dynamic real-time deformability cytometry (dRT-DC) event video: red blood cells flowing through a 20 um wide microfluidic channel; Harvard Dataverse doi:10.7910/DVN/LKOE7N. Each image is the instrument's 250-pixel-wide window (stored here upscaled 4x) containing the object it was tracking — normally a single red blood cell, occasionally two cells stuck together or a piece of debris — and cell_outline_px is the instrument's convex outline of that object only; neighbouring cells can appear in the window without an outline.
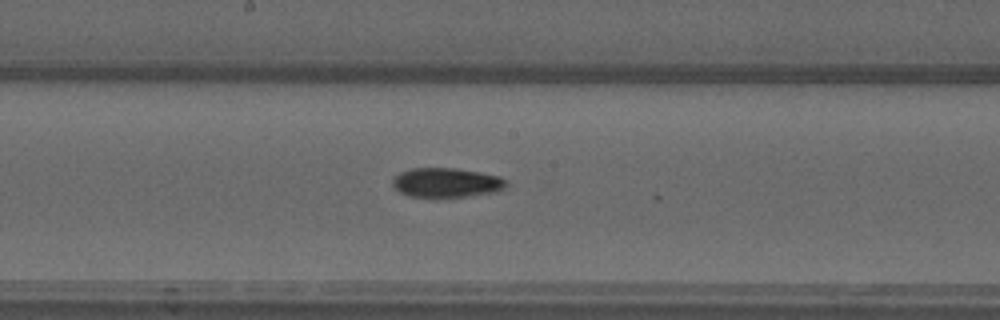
{"species": "common noctule bat (a hibernating species)", "species_latin": "Nyctalus noctula", "temperature_condition": "warm", "stored_images_in_passage": 29, "camera_frame_rate_fps": 3000, "um_per_image_px": 0.085, "animal": {"sex": "male", "forearm_length_mm": 52.5}, "frame": {"image": 1, "passage_image": 28, "time_ms": 9.0, "image_size_px": [1000, 320], "cell_outline_px": [[508, 184], [500, 192], [464, 196], [408, 196], [400, 192], [392, 184], [392, 180], [400, 172], [412, 168], [456, 168], [480, 172], [500, 176]], "centroid_in_image_um": [37.98, 15.51], "position_along_channel_um": 210.2, "area_um2": 19.36}}